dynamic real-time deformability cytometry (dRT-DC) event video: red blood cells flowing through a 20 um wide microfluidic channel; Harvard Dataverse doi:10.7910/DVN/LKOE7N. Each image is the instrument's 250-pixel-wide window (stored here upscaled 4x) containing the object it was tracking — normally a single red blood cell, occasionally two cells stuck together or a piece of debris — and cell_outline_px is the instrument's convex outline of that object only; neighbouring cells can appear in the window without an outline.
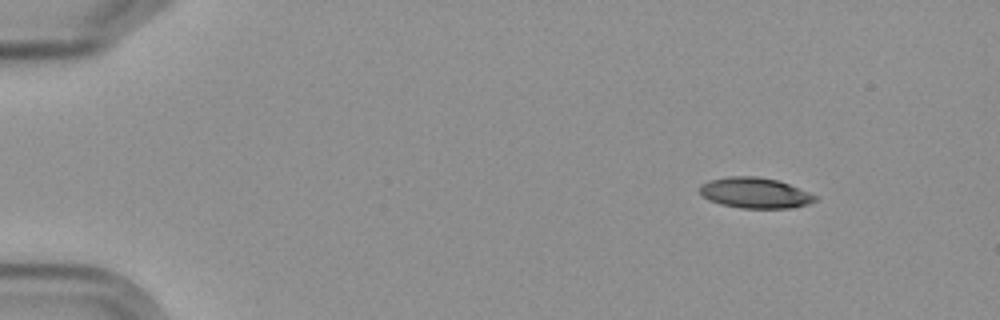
{"species": "Egyptian fruit bat (a non-hibernating species)", "species_latin": "Rousettus aegyptiacus", "temperature_condition": "cold", "stored_images_in_passage": 4, "camera_frame_rate_fps": 3000, "um_per_image_px": 0.085, "frame": {"image": 1, "passage_image": 1, "time_ms": 0.0, "image_size_px": [1000, 320], "cell_outline_px": [[820, 200], [808, 204], [792, 208], [740, 208], [720, 204], [708, 200], [700, 192], [700, 184], [712, 180], [728, 176], [756, 176], [776, 180], [788, 184], [820, 196]], "centroid_in_image_um": [64.23, 16.41], "position_along_channel_um": 20.8, "area_um2": 20.69}}
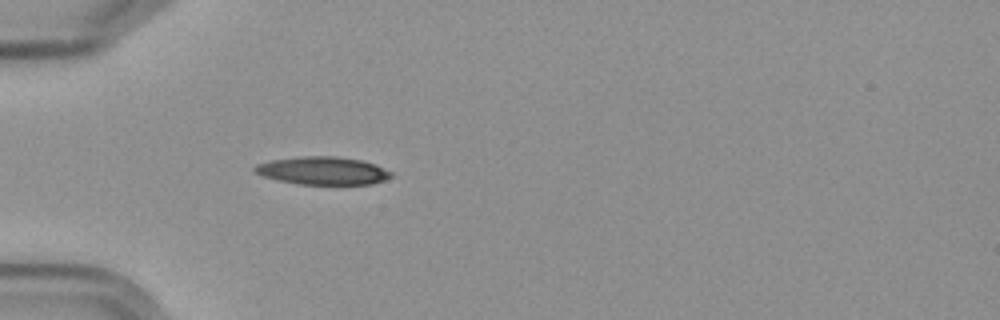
{"frame": {"image": 2, "passage_image": 4, "time_ms": 3.667, "image_size_px": [1000, 320], "cell_outline_px": [[392, 176], [384, 180], [372, 184], [300, 184], [280, 180], [264, 176], [252, 172], [252, 168], [256, 164], [272, 160], [300, 156], [336, 156], [360, 160], [376, 164], [392, 172]], "centroid_in_image_um": [27.43, 14.5], "position_along_channel_um": 57.6, "area_um2": 22.14}}